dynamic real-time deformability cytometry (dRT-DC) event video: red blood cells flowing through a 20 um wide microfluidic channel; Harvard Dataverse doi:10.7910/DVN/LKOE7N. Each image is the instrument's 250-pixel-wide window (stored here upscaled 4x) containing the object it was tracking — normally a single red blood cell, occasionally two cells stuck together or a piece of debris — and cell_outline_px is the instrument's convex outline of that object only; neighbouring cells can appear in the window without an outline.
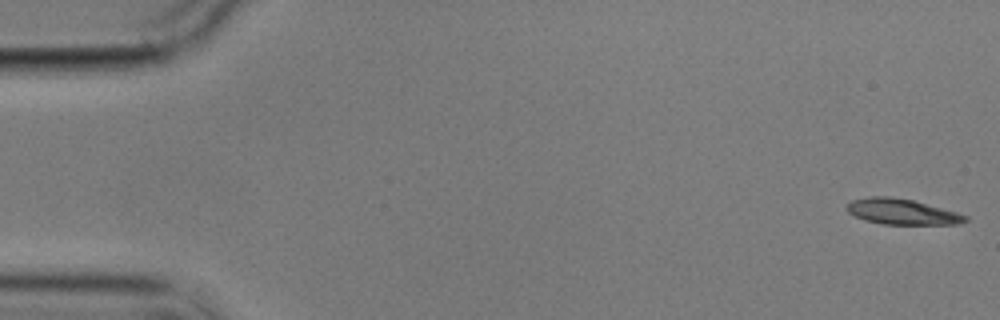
{"species": "common noctule bat (a hibernating species)", "species_latin": "Nyctalus noctula", "temperature_condition": "cold", "stored_images_in_passage": 5, "camera_frame_rate_fps": 3000, "um_per_image_px": 0.085, "animal": {"sex": "male", "body_mass_g": 17.9}, "frame": {"image": 1, "passage_image": 1, "time_ms": 0.0, "image_size_px": [1000, 320], "cell_outline_px": [[968, 220], [960, 224], [884, 224], [864, 220], [848, 212], [844, 208], [852, 200], [872, 196], [888, 196], [912, 200], [956, 212], [968, 216]], "centroid_in_image_um": [76.65, 18.0], "position_along_channel_um": 8.3, "area_um2": 17.51}}